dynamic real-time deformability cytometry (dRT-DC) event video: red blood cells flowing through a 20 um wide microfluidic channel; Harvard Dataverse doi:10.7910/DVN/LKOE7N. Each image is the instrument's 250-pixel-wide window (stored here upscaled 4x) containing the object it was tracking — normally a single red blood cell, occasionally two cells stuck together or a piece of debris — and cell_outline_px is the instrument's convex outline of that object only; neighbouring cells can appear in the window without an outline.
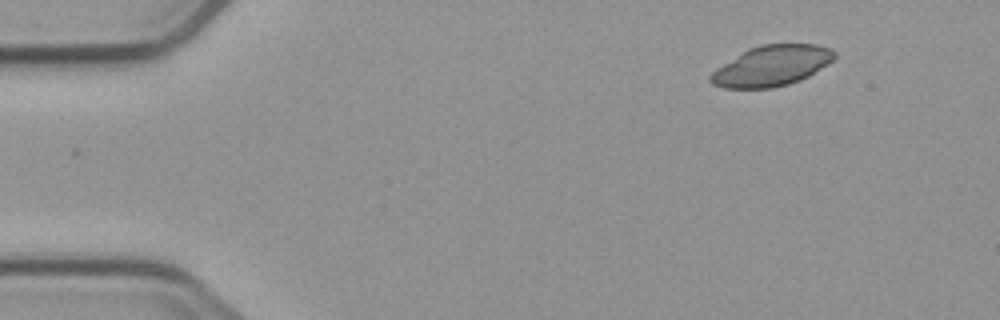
{"species": "common noctule bat (a hibernating species)", "species_latin": "Nyctalus noctula", "temperature_condition": "cold", "stored_images_in_passage": 2, "camera_frame_rate_fps": 3000, "um_per_image_px": 0.085, "animal": {"sex": "male", "body_mass_g": 23.1, "forearm_length_mm": 52.7}, "frame": {"image": 1, "passage_image": 2, "time_ms": 1.0, "image_size_px": [1000, 320], "cell_outline_px": [[836, 56], [828, 64], [808, 76], [800, 80], [788, 84], [772, 88], [724, 88], [712, 84], [708, 80], [708, 76], [716, 68], [748, 48], [760, 44], [816, 44], [832, 48], [836, 52]], "centroid_in_image_um": [65.58, 5.59], "position_along_channel_um": 19.4, "area_um2": 29.36}}